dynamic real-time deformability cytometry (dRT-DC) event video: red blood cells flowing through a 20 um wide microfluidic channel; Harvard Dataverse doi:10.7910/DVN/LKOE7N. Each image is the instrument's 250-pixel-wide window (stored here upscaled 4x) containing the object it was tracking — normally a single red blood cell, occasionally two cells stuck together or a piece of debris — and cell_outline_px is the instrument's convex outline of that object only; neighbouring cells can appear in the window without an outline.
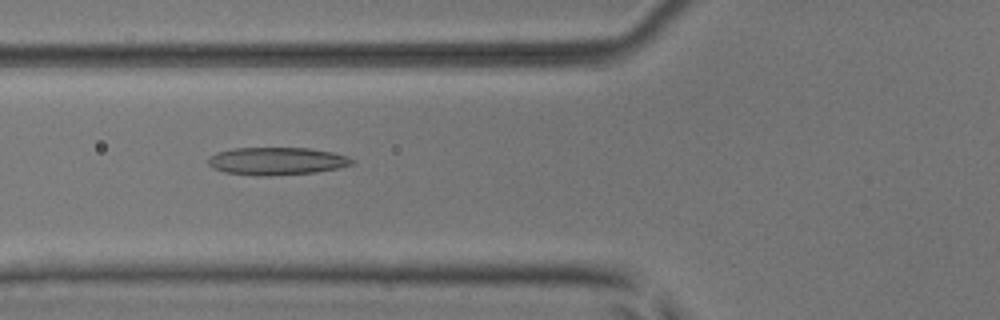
{"species": "common noctule bat (a hibernating species)", "species_latin": "Nyctalus noctula", "temperature_condition": "room temperature", "stored_images_in_passage": 33, "camera_frame_rate_fps": 3000, "um_per_image_px": 0.085, "animal": {"sex": "male", "body_mass_g": 17.9, "forearm_length_mm": 54.2}, "frame": {"image": 1, "passage_image": 20, "time_ms": 6.333, "image_size_px": [1000, 320], "cell_outline_px": [[356, 160], [352, 164], [340, 168], [316, 172], [272, 176], [256, 176], [224, 172], [212, 168], [208, 164], [208, 160], [216, 152], [232, 148], [308, 148], [332, 152], [348, 156]], "centroid_in_image_um": [23.54, 13.7], "position_along_channel_um": 102.3, "area_um2": 23.41}}
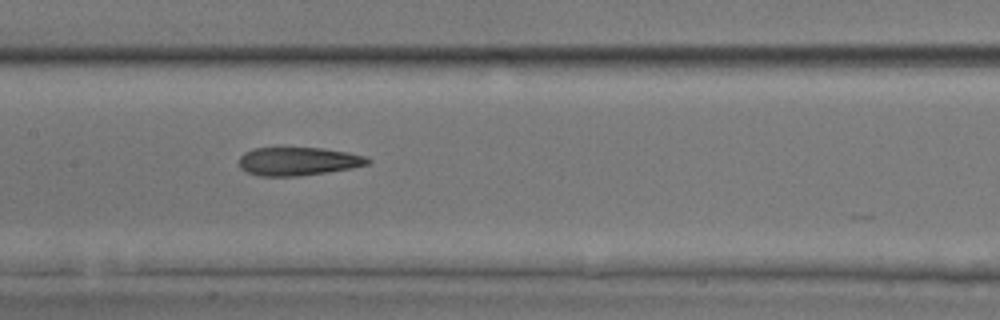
{"frame": {"image": 2, "passage_image": 26, "time_ms": 8.333, "image_size_px": [1000, 320], "cell_outline_px": [[372, 160], [368, 164], [352, 168], [328, 172], [296, 176], [260, 176], [248, 172], [240, 168], [240, 156], [244, 152], [252, 148], [324, 148], [348, 152], [364, 156]], "centroid_in_image_um": [25.35, 13.71], "position_along_channel_um": 182.1, "area_um2": 21.21}}
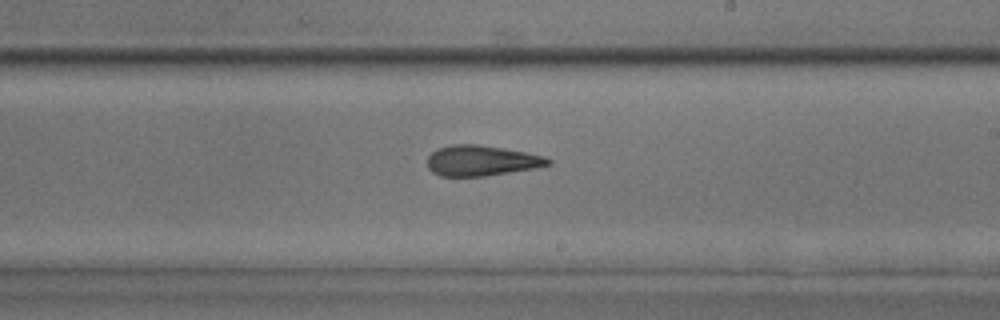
{"frame": {"image": 3, "passage_image": 31, "time_ms": 10.0, "image_size_px": [1000, 320], "cell_outline_px": [[552, 164], [536, 168], [488, 176], [440, 176], [432, 172], [428, 168], [428, 156], [436, 148], [452, 144], [476, 144], [504, 148], [544, 156], [552, 160]], "centroid_in_image_um": [40.92, 13.65], "position_along_channel_um": 248.1, "area_um2": 21.62}}